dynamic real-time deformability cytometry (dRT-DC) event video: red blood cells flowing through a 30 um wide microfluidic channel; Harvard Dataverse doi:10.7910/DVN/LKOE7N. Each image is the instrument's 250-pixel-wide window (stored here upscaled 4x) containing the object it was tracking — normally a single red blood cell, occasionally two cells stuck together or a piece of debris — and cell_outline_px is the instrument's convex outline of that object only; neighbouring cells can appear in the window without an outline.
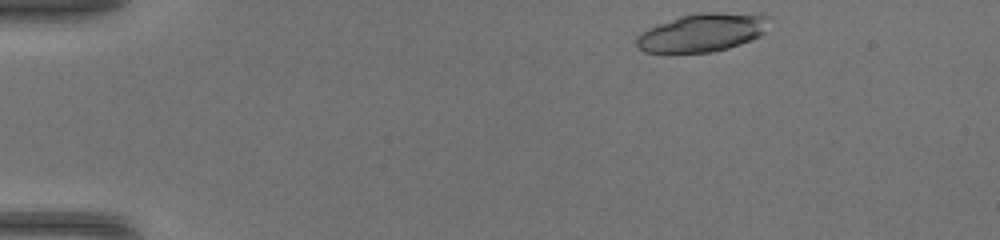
{"species": "common noctule bat (a hibernating species)", "species_latin": "Nyctalus noctula", "temperature_condition": "warm", "stored_images_in_passage": 42, "camera_frame_rate_fps": 3000, "um_per_image_px": 0.085, "animal": {"sex": "female", "body_mass_g": 17.0, "forearm_length_mm": 48.0}, "frame": {"image": 1, "passage_image": 1, "time_ms": 0.0, "image_size_px": [1000, 240], "cell_outline_px": [[768, 16], [764, 32], [760, 36], [752, 40], [728, 48], [708, 52], [644, 52], [636, 44], [636, 36], [640, 32], [648, 28], [680, 16], [700, 12], [756, 12]], "centroid_in_image_um": [59.72, 2.74], "position_along_channel_um": 25.3, "area_um2": 29.65}}
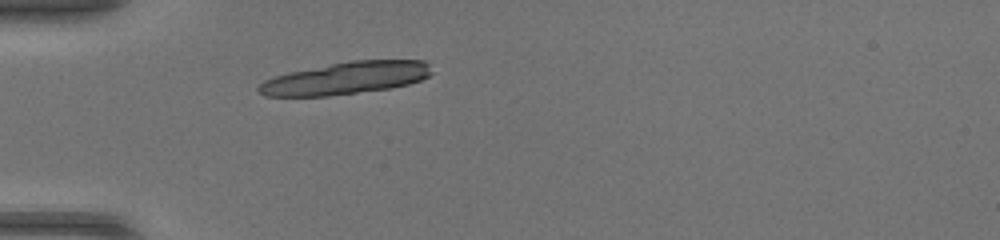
{"frame": {"image": 2, "passage_image": 9, "time_ms": 2.667, "image_size_px": [1000, 240], "cell_outline_px": [[432, 72], [428, 76], [420, 80], [408, 84], [388, 88], [328, 96], [264, 96], [256, 92], [256, 88], [264, 80], [288, 72], [352, 60], [424, 60], [428, 64]], "centroid_in_image_um": [29.36, 6.64], "position_along_channel_um": 55.6, "area_um2": 32.37}, "authors_computed_cell_mechanics": {"area_um2": 29.5936, "velocity_mm_per_s": 4.2222, "shape_relaxation_time_tau1_ms": 1.567, "shape_relaxation_time_tau2_ms": null, "deformation_change_tau1": 0.2799, "deformation_change_tau2": null}}